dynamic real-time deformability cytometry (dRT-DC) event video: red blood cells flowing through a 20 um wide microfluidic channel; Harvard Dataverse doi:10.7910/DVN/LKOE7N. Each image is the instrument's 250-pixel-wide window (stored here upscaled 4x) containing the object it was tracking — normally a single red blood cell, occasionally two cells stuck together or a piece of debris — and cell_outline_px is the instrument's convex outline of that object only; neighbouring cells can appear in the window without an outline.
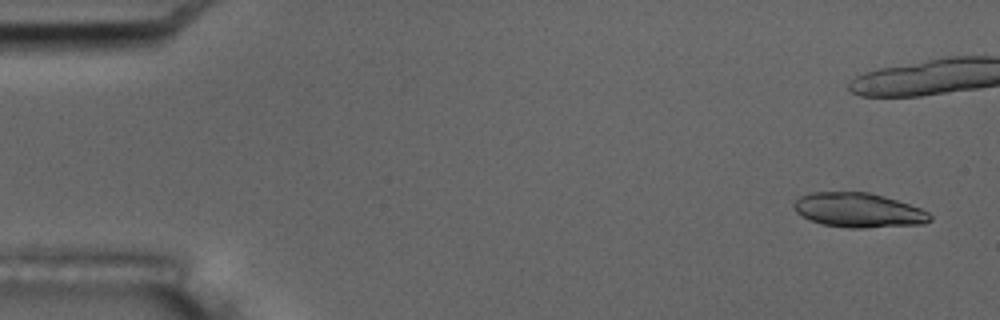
{"species": "common noctule bat (a hibernating species)", "species_latin": "Nyctalus noctula", "temperature_condition": "room temperature", "stored_images_in_passage": 3, "camera_frame_rate_fps": 3000, "um_per_image_px": 0.085, "animal": {"sex": "male", "body_mass_g": 17.5, "forearm_length_mm": 52.3}, "frame": {"image": 1, "passage_image": 1, "time_ms": 0.0, "image_size_px": [1000, 320], "cell_outline_px": [[932, 220], [924, 224], [864, 228], [848, 228], [820, 224], [796, 212], [792, 204], [800, 196], [812, 192], [868, 192], [884, 196], [920, 208], [928, 212], [932, 216]], "centroid_in_image_um": [72.98, 17.87], "position_along_channel_um": 12.0, "area_um2": 27.34}}